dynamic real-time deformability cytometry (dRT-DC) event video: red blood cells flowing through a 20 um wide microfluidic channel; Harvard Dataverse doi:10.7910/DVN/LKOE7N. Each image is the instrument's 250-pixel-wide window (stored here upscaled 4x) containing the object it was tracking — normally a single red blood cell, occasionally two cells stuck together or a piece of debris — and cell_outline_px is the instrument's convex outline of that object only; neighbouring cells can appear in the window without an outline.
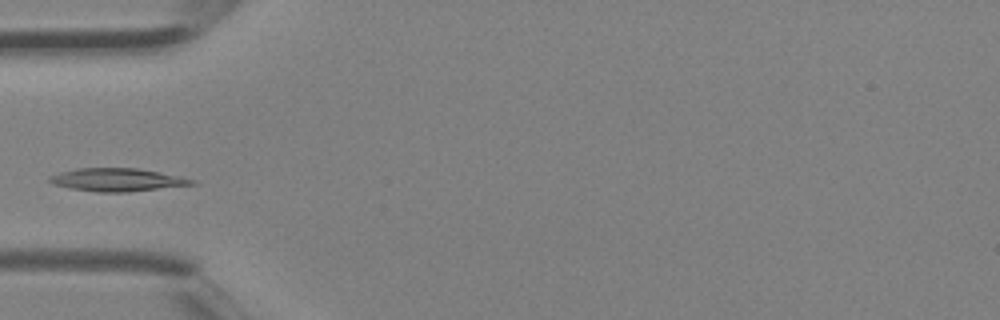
{"species": "Egyptian fruit bat (a non-hibernating species)", "species_latin": "Rousettus aegyptiacus", "temperature_condition": "room temperature", "stored_images_in_passage": 2, "camera_frame_rate_fps": 3000, "um_per_image_px": 0.085, "animal": {"sex": "female"}, "frame": {"image": 1, "passage_image": 2, "time_ms": 0.333, "image_size_px": [1000, 320], "cell_outline_px": [[196, 184], [128, 192], [100, 192], [68, 188], [52, 184], [48, 180], [48, 176], [60, 172], [76, 168], [136, 168], [160, 172], [180, 176], [196, 180]], "centroid_in_image_um": [9.94, 15.28], "position_along_channel_um": 75.1, "area_um2": 19.13}}